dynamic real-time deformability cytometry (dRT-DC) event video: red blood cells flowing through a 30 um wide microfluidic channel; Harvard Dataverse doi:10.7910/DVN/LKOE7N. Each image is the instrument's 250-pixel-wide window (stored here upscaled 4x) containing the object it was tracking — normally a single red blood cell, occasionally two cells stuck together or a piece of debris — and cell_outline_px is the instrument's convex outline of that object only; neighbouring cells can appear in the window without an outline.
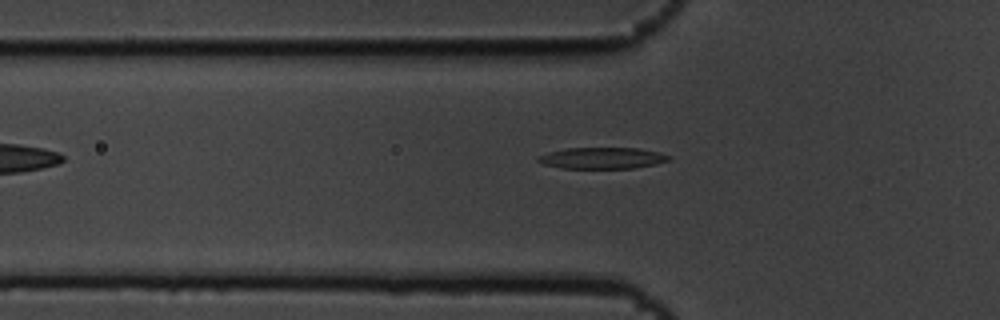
{"species": "common noctule bat (a hibernating species)", "species_latin": "Nyctalus noctula", "temperature_condition": "cold", "stored_images_in_passage": 5, "camera_frame_rate_fps": 3000, "um_per_image_px": 0.085, "animal": {"sex": "male", "body_mass_g": 19.5, "forearm_length_mm": 54.6}, "frame": {"image": 1, "passage_image": 5, "time_ms": 1.333, "image_size_px": [1000, 320], "cell_outline_px": [[672, 156], [668, 160], [656, 164], [632, 168], [560, 168], [544, 164], [536, 160], [536, 156], [548, 152], [568, 148], [640, 148], [660, 152]], "centroid_in_image_um": [51.18, 13.43], "position_along_channel_um": 74.6, "area_um2": 16.3}}